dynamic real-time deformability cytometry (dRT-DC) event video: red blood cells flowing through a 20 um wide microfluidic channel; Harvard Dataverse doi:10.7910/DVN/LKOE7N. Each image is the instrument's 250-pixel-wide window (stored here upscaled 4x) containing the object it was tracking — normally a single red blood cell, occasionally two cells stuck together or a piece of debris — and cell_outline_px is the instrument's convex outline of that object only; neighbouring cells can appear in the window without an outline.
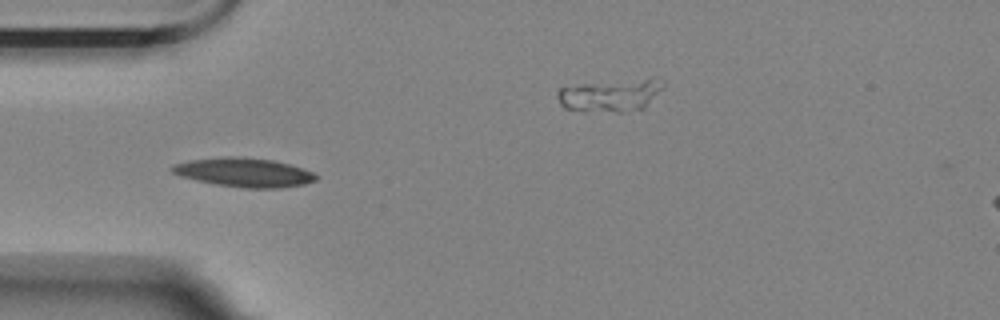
{"species": "Egyptian fruit bat (a non-hibernating species)", "species_latin": "Rousettus aegyptiacus", "temperature_condition": "room temperature", "stored_images_in_passage": 43, "camera_frame_rate_fps": 3000, "um_per_image_px": 0.085, "animal": {"sex": "female"}, "frame": {"image": 1, "passage_image": 2, "time_ms": 0.333, "image_size_px": [1000, 320], "cell_outline_px": [[320, 176], [316, 180], [304, 184], [280, 188], [244, 188], [216, 184], [196, 180], [180, 176], [172, 172], [168, 168], [172, 164], [188, 160], [220, 156], [244, 156], [272, 160], [288, 164], [312, 172]], "centroid_in_image_um": [20.69, 14.64], "position_along_channel_um": 64.3, "area_um2": 24.57}}
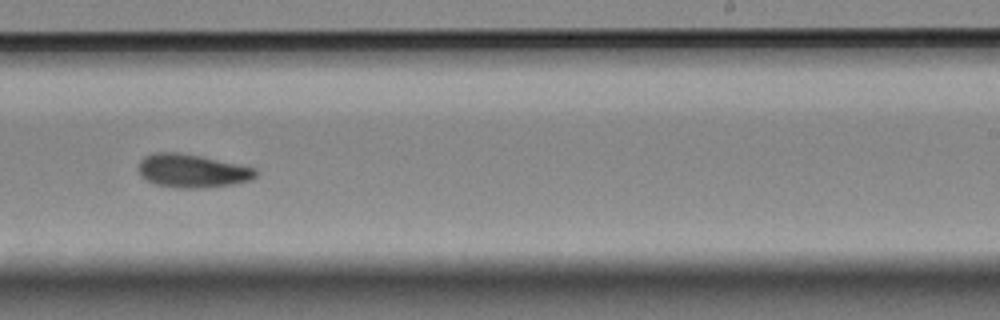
{"frame": {"image": 2, "passage_image": 20, "time_ms": 6.333, "image_size_px": [1000, 320], "cell_outline_px": [[260, 172], [252, 180], [236, 184], [200, 188], [176, 188], [156, 184], [140, 176], [136, 168], [140, 160], [144, 156], [156, 152], [180, 152], [200, 156], [256, 168]], "centroid_in_image_um": [16.33, 14.52], "position_along_channel_um": 272.7, "area_um2": 23.12}}
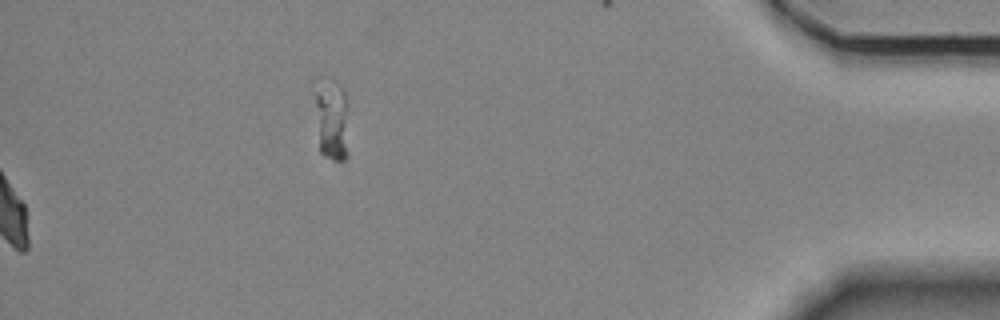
{"frame": {"image": 3, "passage_image": 43, "time_ms": 14.0, "image_size_px": [1000, 320], "cell_outline_px": [[348, 156], [344, 160], [336, 160], [324, 156], [320, 152], [312, 84], [312, 80], [316, 76], [328, 76], [344, 92], [348, 152]], "centroid_in_image_um": [28.09, 10.04], "position_along_channel_um": 407.1, "area_um2": 16.7}, "authors_computed_cell_mechanics": {"area_um2": 22.3686, "velocity_mm_per_s": 3.473, "shape_relaxation_time_tau1_ms": 7.2857, "shape_relaxation_time_tau2_ms": 6.7119, "deformation_change_tau1": 0.1783, "deformation_change_tau2": 0.1223}}